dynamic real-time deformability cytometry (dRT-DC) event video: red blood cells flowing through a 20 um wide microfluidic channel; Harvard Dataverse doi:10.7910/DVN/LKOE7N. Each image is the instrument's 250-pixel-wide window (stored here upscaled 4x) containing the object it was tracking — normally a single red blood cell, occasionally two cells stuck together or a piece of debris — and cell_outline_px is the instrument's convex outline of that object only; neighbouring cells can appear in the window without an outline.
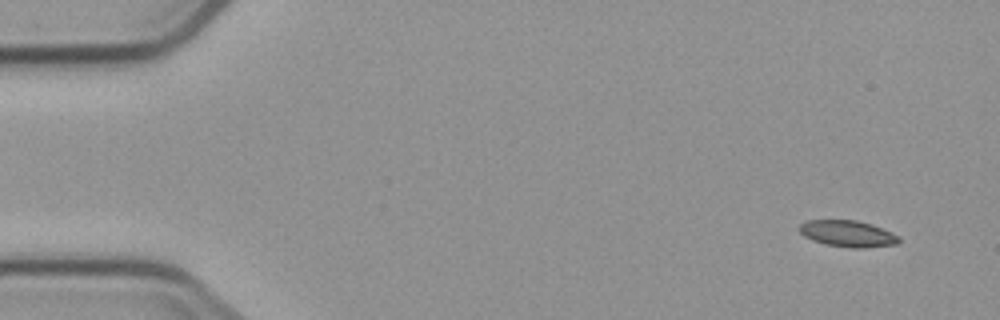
{"species": "common noctule bat (a hibernating species)", "species_latin": "Nyctalus noctula", "temperature_condition": "cold", "stored_images_in_passage": 4, "segment_of_instrument_passage": [2, 2], "camera_frame_rate_fps": 3000, "um_per_image_px": 0.085, "animal": {"sex": "male", "body_mass_g": 23.1, "forearm_length_mm": 52.7}, "frame": {"image": 1, "passage_image": 4, "time_ms": 4.667, "image_size_px": [1000, 320], "cell_outline_px": [[900, 240], [896, 244], [860, 248], [852, 248], [828, 244], [812, 240], [804, 236], [800, 232], [800, 224], [808, 220], [856, 220], [872, 224], [900, 236]], "centroid_in_image_um": [72.07, 19.85], "position_along_channel_um": 12.9, "area_um2": 15.14}}